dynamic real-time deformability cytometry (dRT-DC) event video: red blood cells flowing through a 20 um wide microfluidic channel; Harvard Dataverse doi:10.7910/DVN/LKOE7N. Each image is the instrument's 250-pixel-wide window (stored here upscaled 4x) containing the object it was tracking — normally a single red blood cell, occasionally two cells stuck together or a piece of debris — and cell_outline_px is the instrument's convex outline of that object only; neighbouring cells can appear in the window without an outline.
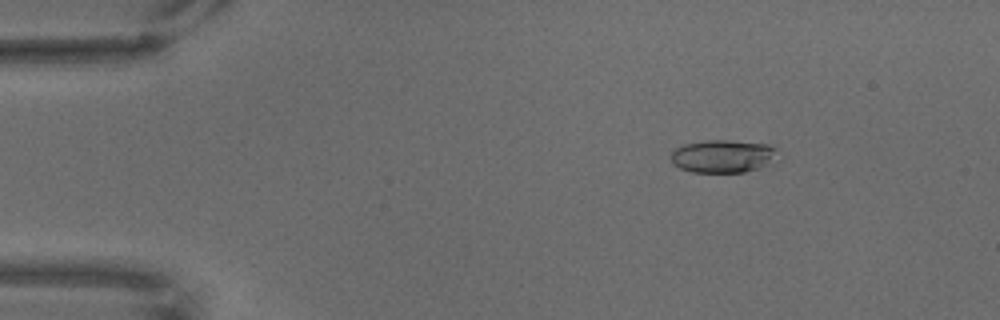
{"species": "common noctule bat (a hibernating species)", "species_latin": "Nyctalus noctula", "temperature_condition": "warm", "stored_images_in_passage": 69, "camera_frame_rate_fps": 3000, "um_per_image_px": 0.085, "animal": {"sex": "male", "body_mass_g": 18.8}, "frame": {"image": 1, "passage_image": 10, "time_ms": 3.0, "image_size_px": [1000, 320], "cell_outline_px": [[776, 148], [772, 164], [760, 168], [744, 172], [692, 172], [680, 168], [672, 164], [672, 152], [676, 148], [684, 144], [704, 140], [728, 140], [776, 144]], "centroid_in_image_um": [61.48, 13.27], "position_along_channel_um": 23.5, "area_um2": 20.69}}
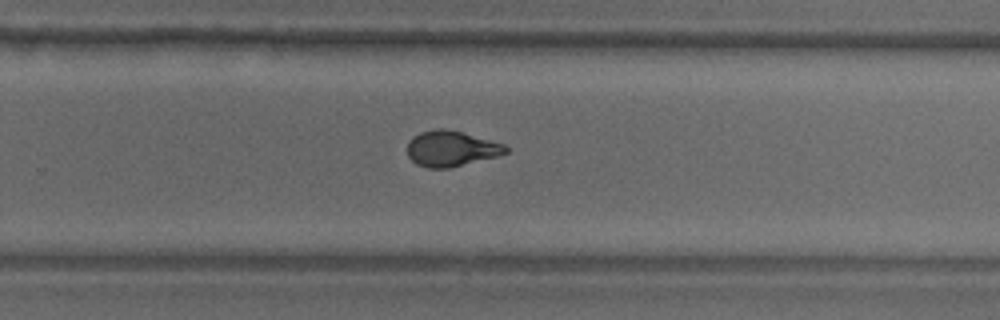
{"frame": {"image": 2, "passage_image": 45, "time_ms": 14.667, "image_size_px": [1000, 320], "cell_outline_px": [[508, 152], [496, 156], [448, 168], [428, 168], [416, 164], [408, 156], [408, 140], [412, 136], [420, 132], [436, 128], [444, 128], [460, 132], [504, 144], [508, 148]], "centroid_in_image_um": [38.3, 12.63], "position_along_channel_um": 291.5, "area_um2": 20.17}}
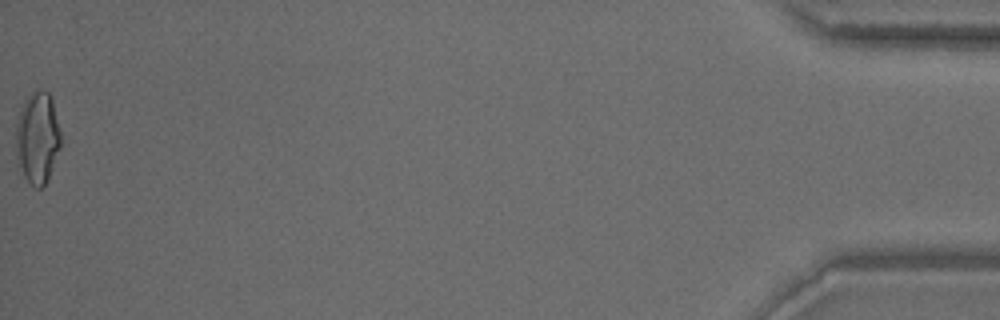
{"frame": {"image": 3, "passage_image": 69, "time_ms": 22.667, "image_size_px": [1000, 320], "cell_outline_px": [[60, 148], [48, 180], [40, 188], [36, 188], [24, 176], [16, 156], [16, 124], [24, 100], [32, 92], [40, 88], [48, 92], [52, 96], [60, 132]], "centroid_in_image_um": [3.2, 11.68], "position_along_channel_um": 432.0, "area_um2": 23.93}}